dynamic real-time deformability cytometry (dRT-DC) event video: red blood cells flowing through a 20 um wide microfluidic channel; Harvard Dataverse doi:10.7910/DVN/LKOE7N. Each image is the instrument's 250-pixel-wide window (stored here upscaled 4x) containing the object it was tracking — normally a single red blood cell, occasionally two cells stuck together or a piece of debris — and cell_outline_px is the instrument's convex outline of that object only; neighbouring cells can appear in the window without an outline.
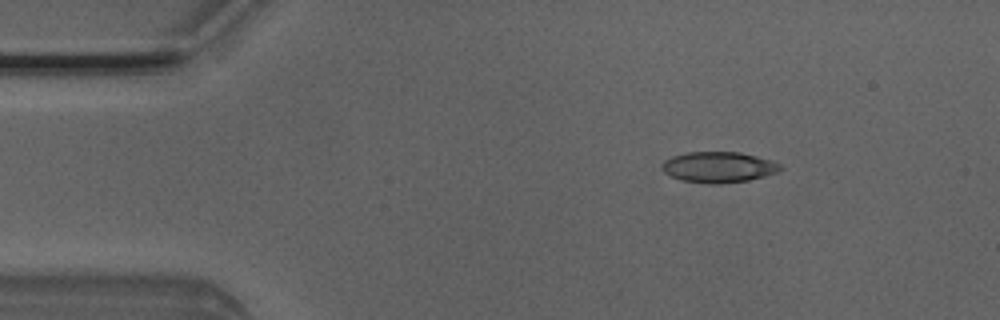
{"species": "Egyptian fruit bat (a non-hibernating species)", "species_latin": "Rousettus aegyptiacus", "temperature_condition": "room temperature", "stored_images_in_passage": 3, "camera_frame_rate_fps": 3000, "um_per_image_px": 0.085, "animal": {"sex": "male"}, "frame": {"image": 1, "passage_image": 1, "time_ms": 0.0, "image_size_px": [1000, 320], "cell_outline_px": [[784, 168], [776, 172], [764, 176], [748, 180], [720, 184], [708, 184], [680, 180], [664, 172], [660, 168], [660, 164], [664, 160], [672, 156], [688, 152], [740, 152], [772, 160], [780, 164]], "centroid_in_image_um": [61.05, 14.21], "position_along_channel_um": 23.9, "area_um2": 21.39}}